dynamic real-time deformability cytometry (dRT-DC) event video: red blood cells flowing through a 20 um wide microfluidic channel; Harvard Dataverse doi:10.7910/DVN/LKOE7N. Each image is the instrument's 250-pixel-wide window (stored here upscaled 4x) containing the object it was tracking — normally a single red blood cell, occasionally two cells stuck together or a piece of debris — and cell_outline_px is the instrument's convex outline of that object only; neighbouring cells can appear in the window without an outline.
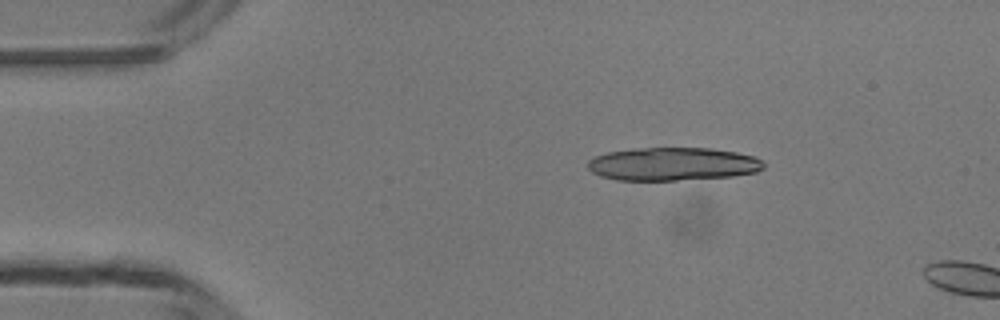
{"species": "common noctule bat (a hibernating species)", "species_latin": "Nyctalus noctula", "temperature_condition": "room temperature", "stored_images_in_passage": 4, "camera_frame_rate_fps": 3000, "um_per_image_px": 0.085, "animal": {"sex": "male", "body_mass_g": 13.3}, "frame": {"image": 1, "passage_image": 3, "time_ms": 2.333, "image_size_px": [1000, 320], "cell_outline_px": [[764, 168], [756, 172], [732, 176], [676, 180], [616, 180], [600, 176], [592, 172], [588, 168], [588, 160], [596, 156], [608, 152], [636, 148], [712, 148], [736, 152], [756, 156], [764, 164]], "centroid_in_image_um": [57.19, 13.94], "position_along_channel_um": 27.8, "area_um2": 33.99}}